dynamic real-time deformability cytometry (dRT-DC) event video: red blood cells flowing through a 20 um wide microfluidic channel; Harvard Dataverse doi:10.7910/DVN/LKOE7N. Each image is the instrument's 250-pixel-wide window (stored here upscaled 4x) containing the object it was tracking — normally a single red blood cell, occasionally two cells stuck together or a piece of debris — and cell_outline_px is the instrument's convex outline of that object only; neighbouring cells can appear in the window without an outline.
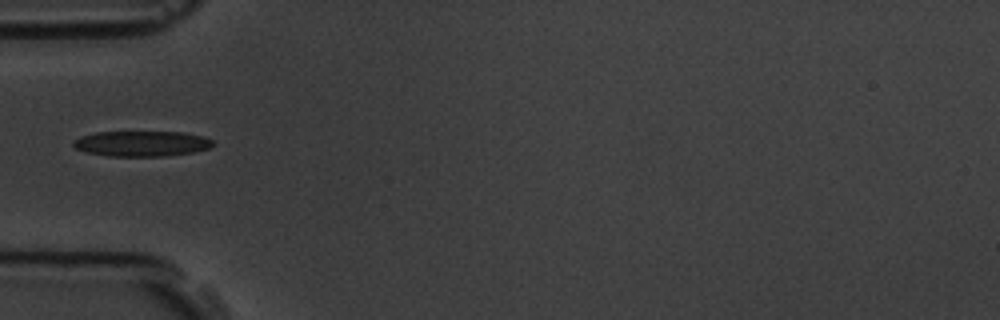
{"species": "common noctule bat (a hibernating species)", "species_latin": "Nyctalus noctula", "temperature_condition": "room temperature", "stored_images_in_passage": 1, "camera_frame_rate_fps": 3000, "um_per_image_px": 0.085, "animal": {"sex": "male", "body_mass_g": 19.5, "forearm_length_mm": 54.6}, "frame": {"image": 1, "passage_image": 1, "time_ms": 0.0, "image_size_px": [1000, 320], "cell_outline_px": [[216, 144], [208, 148], [192, 152], [164, 156], [108, 156], [84, 152], [76, 148], [72, 144], [72, 140], [80, 136], [96, 132], [184, 132], [204, 136], [212, 140]], "centroid_in_image_um": [12.02, 12.2], "position_along_channel_um": 73.0, "area_um2": 20.81}}